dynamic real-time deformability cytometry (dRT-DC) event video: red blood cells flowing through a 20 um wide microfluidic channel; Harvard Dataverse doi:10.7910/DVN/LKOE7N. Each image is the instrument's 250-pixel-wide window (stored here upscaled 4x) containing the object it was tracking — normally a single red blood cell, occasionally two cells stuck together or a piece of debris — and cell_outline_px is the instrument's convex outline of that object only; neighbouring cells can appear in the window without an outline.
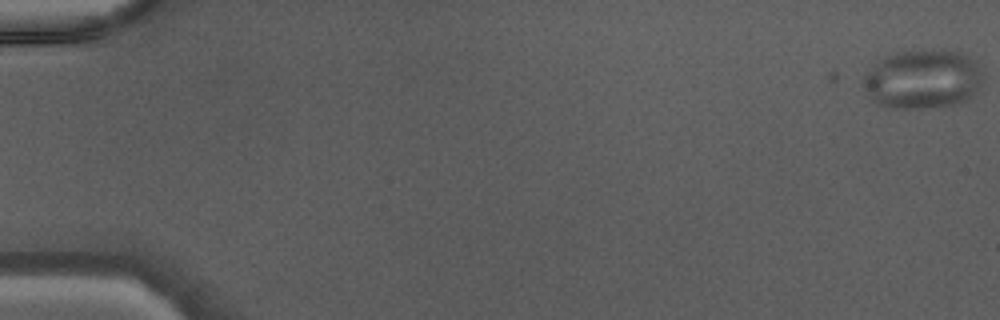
{"species": "Egyptian fruit bat (a non-hibernating species)", "species_latin": "Rousettus aegyptiacus", "temperature_condition": "warm", "stored_images_in_passage": 45, "camera_frame_rate_fps": 3000, "um_per_image_px": 0.085, "animal": {"sex": "male"}, "frame": {"image": 1, "passage_image": 1, "time_ms": 0.0, "image_size_px": [1000, 320], "cell_outline_px": [[984, 76], [980, 84], [968, 100], [956, 104], [924, 108], [888, 108], [872, 100], [864, 84], [864, 72], [884, 56], [896, 52], [920, 48], [944, 48], [968, 52], [980, 68]], "centroid_in_image_um": [78.47, 6.67], "position_along_channel_um": 6.5, "area_um2": 42.19}}
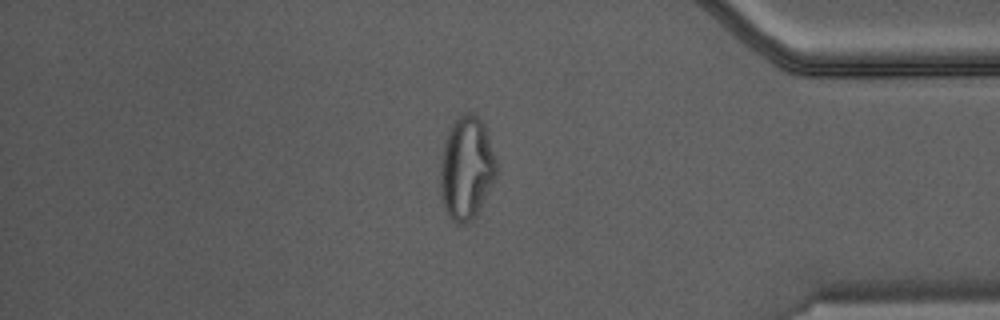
{"frame": {"image": 2, "passage_image": 40, "time_ms": 13.0, "image_size_px": [1000, 320], "cell_outline_px": [[496, 176], [476, 216], [472, 220], [464, 224], [456, 224], [448, 216], [444, 208], [440, 196], [440, 160], [444, 144], [448, 132], [452, 124], [464, 112], [472, 112], [484, 124], [488, 136], [496, 164]], "centroid_in_image_um": [39.62, 14.33], "position_along_channel_um": 395.6, "area_um2": 33.64}}